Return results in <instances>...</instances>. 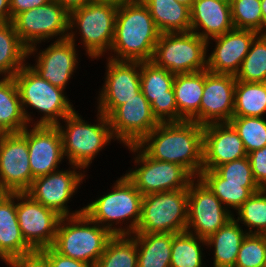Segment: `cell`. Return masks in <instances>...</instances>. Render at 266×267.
<instances>
[{"mask_svg":"<svg viewBox=\"0 0 266 267\" xmlns=\"http://www.w3.org/2000/svg\"><path fill=\"white\" fill-rule=\"evenodd\" d=\"M199 178L208 186L222 204L234 214V217V211L253 193L260 190V188L243 187V184L224 183V179L215 170H202Z\"/></svg>","mask_w":266,"mask_h":267,"instance_id":"33","label":"cell"},{"mask_svg":"<svg viewBox=\"0 0 266 267\" xmlns=\"http://www.w3.org/2000/svg\"><path fill=\"white\" fill-rule=\"evenodd\" d=\"M0 261L6 263L7 266H11L12 261L2 252L0 249Z\"/></svg>","mask_w":266,"mask_h":267,"instance_id":"50","label":"cell"},{"mask_svg":"<svg viewBox=\"0 0 266 267\" xmlns=\"http://www.w3.org/2000/svg\"><path fill=\"white\" fill-rule=\"evenodd\" d=\"M229 123L243 141L247 154L266 146L265 117H232Z\"/></svg>","mask_w":266,"mask_h":267,"instance_id":"39","label":"cell"},{"mask_svg":"<svg viewBox=\"0 0 266 267\" xmlns=\"http://www.w3.org/2000/svg\"><path fill=\"white\" fill-rule=\"evenodd\" d=\"M11 22L9 0H0V23Z\"/></svg>","mask_w":266,"mask_h":267,"instance_id":"47","label":"cell"},{"mask_svg":"<svg viewBox=\"0 0 266 267\" xmlns=\"http://www.w3.org/2000/svg\"><path fill=\"white\" fill-rule=\"evenodd\" d=\"M204 246H207L204 238L187 231L174 233L170 267H205Z\"/></svg>","mask_w":266,"mask_h":267,"instance_id":"34","label":"cell"},{"mask_svg":"<svg viewBox=\"0 0 266 267\" xmlns=\"http://www.w3.org/2000/svg\"><path fill=\"white\" fill-rule=\"evenodd\" d=\"M207 41L194 32L160 33L152 62L173 74L207 70Z\"/></svg>","mask_w":266,"mask_h":267,"instance_id":"8","label":"cell"},{"mask_svg":"<svg viewBox=\"0 0 266 267\" xmlns=\"http://www.w3.org/2000/svg\"><path fill=\"white\" fill-rule=\"evenodd\" d=\"M234 267H266V237L247 234L243 239Z\"/></svg>","mask_w":266,"mask_h":267,"instance_id":"40","label":"cell"},{"mask_svg":"<svg viewBox=\"0 0 266 267\" xmlns=\"http://www.w3.org/2000/svg\"><path fill=\"white\" fill-rule=\"evenodd\" d=\"M224 183L243 184L246 188H259L255 183L252 168L248 157L230 161L214 169Z\"/></svg>","mask_w":266,"mask_h":267,"instance_id":"41","label":"cell"},{"mask_svg":"<svg viewBox=\"0 0 266 267\" xmlns=\"http://www.w3.org/2000/svg\"><path fill=\"white\" fill-rule=\"evenodd\" d=\"M13 78L29 125L56 126L75 110L74 104L65 95L64 89L55 87L49 81L42 79L28 64L23 66ZM28 107L31 110H37L43 116L40 114L39 119L38 117L34 119L33 111L29 112Z\"/></svg>","mask_w":266,"mask_h":267,"instance_id":"4","label":"cell"},{"mask_svg":"<svg viewBox=\"0 0 266 267\" xmlns=\"http://www.w3.org/2000/svg\"><path fill=\"white\" fill-rule=\"evenodd\" d=\"M68 166L70 167L66 170L62 168L35 178L26 192L34 200L55 211L61 217L76 216L84 211V207L71 211L68 203L83 184V180L86 181V171L78 165Z\"/></svg>","mask_w":266,"mask_h":267,"instance_id":"12","label":"cell"},{"mask_svg":"<svg viewBox=\"0 0 266 267\" xmlns=\"http://www.w3.org/2000/svg\"><path fill=\"white\" fill-rule=\"evenodd\" d=\"M117 10L118 7L115 5L91 1L69 13L68 39L76 44L80 36V46L84 47L91 61L109 54L114 38Z\"/></svg>","mask_w":266,"mask_h":267,"instance_id":"6","label":"cell"},{"mask_svg":"<svg viewBox=\"0 0 266 267\" xmlns=\"http://www.w3.org/2000/svg\"><path fill=\"white\" fill-rule=\"evenodd\" d=\"M77 44L64 39L51 42L47 48L39 49V44L28 49V57H35V63H27L42 79L55 87L66 89L70 78L78 69L80 58ZM39 50V52H38ZM79 61V62H78Z\"/></svg>","mask_w":266,"mask_h":267,"instance_id":"17","label":"cell"},{"mask_svg":"<svg viewBox=\"0 0 266 267\" xmlns=\"http://www.w3.org/2000/svg\"><path fill=\"white\" fill-rule=\"evenodd\" d=\"M137 244L132 235H113L94 267H137Z\"/></svg>","mask_w":266,"mask_h":267,"instance_id":"35","label":"cell"},{"mask_svg":"<svg viewBox=\"0 0 266 267\" xmlns=\"http://www.w3.org/2000/svg\"><path fill=\"white\" fill-rule=\"evenodd\" d=\"M175 74L156 66L152 61L140 62L141 91L161 122H180L173 83Z\"/></svg>","mask_w":266,"mask_h":267,"instance_id":"19","label":"cell"},{"mask_svg":"<svg viewBox=\"0 0 266 267\" xmlns=\"http://www.w3.org/2000/svg\"><path fill=\"white\" fill-rule=\"evenodd\" d=\"M255 183L260 189H266V146L247 154Z\"/></svg>","mask_w":266,"mask_h":267,"instance_id":"42","label":"cell"},{"mask_svg":"<svg viewBox=\"0 0 266 267\" xmlns=\"http://www.w3.org/2000/svg\"><path fill=\"white\" fill-rule=\"evenodd\" d=\"M232 22L235 29L266 33L261 12V0H230Z\"/></svg>","mask_w":266,"mask_h":267,"instance_id":"38","label":"cell"},{"mask_svg":"<svg viewBox=\"0 0 266 267\" xmlns=\"http://www.w3.org/2000/svg\"><path fill=\"white\" fill-rule=\"evenodd\" d=\"M54 1H56L70 13L73 10L83 7L92 0H54Z\"/></svg>","mask_w":266,"mask_h":267,"instance_id":"46","label":"cell"},{"mask_svg":"<svg viewBox=\"0 0 266 267\" xmlns=\"http://www.w3.org/2000/svg\"><path fill=\"white\" fill-rule=\"evenodd\" d=\"M112 236L83 212L61 217L51 247L63 256L95 266Z\"/></svg>","mask_w":266,"mask_h":267,"instance_id":"7","label":"cell"},{"mask_svg":"<svg viewBox=\"0 0 266 267\" xmlns=\"http://www.w3.org/2000/svg\"><path fill=\"white\" fill-rule=\"evenodd\" d=\"M108 120L115 140L124 147L138 144L160 123L142 91L118 106Z\"/></svg>","mask_w":266,"mask_h":267,"instance_id":"18","label":"cell"},{"mask_svg":"<svg viewBox=\"0 0 266 267\" xmlns=\"http://www.w3.org/2000/svg\"><path fill=\"white\" fill-rule=\"evenodd\" d=\"M27 144L32 182L59 170L65 157L61 134L56 126L28 125Z\"/></svg>","mask_w":266,"mask_h":267,"instance_id":"20","label":"cell"},{"mask_svg":"<svg viewBox=\"0 0 266 267\" xmlns=\"http://www.w3.org/2000/svg\"><path fill=\"white\" fill-rule=\"evenodd\" d=\"M243 157H247L243 141L229 122L203 126L202 170H214L217 166Z\"/></svg>","mask_w":266,"mask_h":267,"instance_id":"23","label":"cell"},{"mask_svg":"<svg viewBox=\"0 0 266 267\" xmlns=\"http://www.w3.org/2000/svg\"><path fill=\"white\" fill-rule=\"evenodd\" d=\"M234 219L248 234L266 233V189L253 193L236 211Z\"/></svg>","mask_w":266,"mask_h":267,"instance_id":"36","label":"cell"},{"mask_svg":"<svg viewBox=\"0 0 266 267\" xmlns=\"http://www.w3.org/2000/svg\"><path fill=\"white\" fill-rule=\"evenodd\" d=\"M261 12H262V18L263 22L266 25V0H261Z\"/></svg>","mask_w":266,"mask_h":267,"instance_id":"49","label":"cell"},{"mask_svg":"<svg viewBox=\"0 0 266 267\" xmlns=\"http://www.w3.org/2000/svg\"><path fill=\"white\" fill-rule=\"evenodd\" d=\"M16 214L23 238L34 251L53 245L60 215L26 192L16 193Z\"/></svg>","mask_w":266,"mask_h":267,"instance_id":"16","label":"cell"},{"mask_svg":"<svg viewBox=\"0 0 266 267\" xmlns=\"http://www.w3.org/2000/svg\"><path fill=\"white\" fill-rule=\"evenodd\" d=\"M106 59V76L98 91L96 109L108 117L118 106L141 92V83L140 62Z\"/></svg>","mask_w":266,"mask_h":267,"instance_id":"15","label":"cell"},{"mask_svg":"<svg viewBox=\"0 0 266 267\" xmlns=\"http://www.w3.org/2000/svg\"><path fill=\"white\" fill-rule=\"evenodd\" d=\"M28 48L21 42L12 22L0 23V77L14 75L28 62Z\"/></svg>","mask_w":266,"mask_h":267,"instance_id":"31","label":"cell"},{"mask_svg":"<svg viewBox=\"0 0 266 267\" xmlns=\"http://www.w3.org/2000/svg\"><path fill=\"white\" fill-rule=\"evenodd\" d=\"M234 217L206 239V247L213 250V267H234L241 243L247 235Z\"/></svg>","mask_w":266,"mask_h":267,"instance_id":"27","label":"cell"},{"mask_svg":"<svg viewBox=\"0 0 266 267\" xmlns=\"http://www.w3.org/2000/svg\"><path fill=\"white\" fill-rule=\"evenodd\" d=\"M154 160L175 163L199 177L203 168V125L161 122L137 144Z\"/></svg>","mask_w":266,"mask_h":267,"instance_id":"1","label":"cell"},{"mask_svg":"<svg viewBox=\"0 0 266 267\" xmlns=\"http://www.w3.org/2000/svg\"><path fill=\"white\" fill-rule=\"evenodd\" d=\"M94 2H99V3H107V4H112V5H115L117 7L129 2V1H132V0H92Z\"/></svg>","mask_w":266,"mask_h":267,"instance_id":"48","label":"cell"},{"mask_svg":"<svg viewBox=\"0 0 266 267\" xmlns=\"http://www.w3.org/2000/svg\"><path fill=\"white\" fill-rule=\"evenodd\" d=\"M236 77L204 70L200 124L229 122L233 117Z\"/></svg>","mask_w":266,"mask_h":267,"instance_id":"21","label":"cell"},{"mask_svg":"<svg viewBox=\"0 0 266 267\" xmlns=\"http://www.w3.org/2000/svg\"><path fill=\"white\" fill-rule=\"evenodd\" d=\"M117 179L111 192L85 205L83 212L112 235H132L140 221L143 195L125 174Z\"/></svg>","mask_w":266,"mask_h":267,"instance_id":"3","label":"cell"},{"mask_svg":"<svg viewBox=\"0 0 266 267\" xmlns=\"http://www.w3.org/2000/svg\"><path fill=\"white\" fill-rule=\"evenodd\" d=\"M96 113V124L83 120L80 113L74 110L62 120V123L56 125L61 134L63 153L65 159L68 160L67 164L78 165L86 172L98 153L102 149L105 150L104 148L111 141H116L108 117L98 111Z\"/></svg>","mask_w":266,"mask_h":267,"instance_id":"5","label":"cell"},{"mask_svg":"<svg viewBox=\"0 0 266 267\" xmlns=\"http://www.w3.org/2000/svg\"><path fill=\"white\" fill-rule=\"evenodd\" d=\"M10 267H51L49 260L40 252L34 251L12 261Z\"/></svg>","mask_w":266,"mask_h":267,"instance_id":"44","label":"cell"},{"mask_svg":"<svg viewBox=\"0 0 266 267\" xmlns=\"http://www.w3.org/2000/svg\"><path fill=\"white\" fill-rule=\"evenodd\" d=\"M188 189L144 195L135 233H180L186 231Z\"/></svg>","mask_w":266,"mask_h":267,"instance_id":"10","label":"cell"},{"mask_svg":"<svg viewBox=\"0 0 266 267\" xmlns=\"http://www.w3.org/2000/svg\"><path fill=\"white\" fill-rule=\"evenodd\" d=\"M40 252L49 260L51 267H94L91 264L63 256L52 247L42 249Z\"/></svg>","mask_w":266,"mask_h":267,"instance_id":"43","label":"cell"},{"mask_svg":"<svg viewBox=\"0 0 266 267\" xmlns=\"http://www.w3.org/2000/svg\"><path fill=\"white\" fill-rule=\"evenodd\" d=\"M266 82L236 81L233 117H265Z\"/></svg>","mask_w":266,"mask_h":267,"instance_id":"32","label":"cell"},{"mask_svg":"<svg viewBox=\"0 0 266 267\" xmlns=\"http://www.w3.org/2000/svg\"><path fill=\"white\" fill-rule=\"evenodd\" d=\"M21 42L29 49L34 45L68 38L69 12L51 0L46 5L18 14L13 20ZM49 40V41H48Z\"/></svg>","mask_w":266,"mask_h":267,"instance_id":"11","label":"cell"},{"mask_svg":"<svg viewBox=\"0 0 266 267\" xmlns=\"http://www.w3.org/2000/svg\"><path fill=\"white\" fill-rule=\"evenodd\" d=\"M160 33L190 32V8L176 0H141Z\"/></svg>","mask_w":266,"mask_h":267,"instance_id":"28","label":"cell"},{"mask_svg":"<svg viewBox=\"0 0 266 267\" xmlns=\"http://www.w3.org/2000/svg\"><path fill=\"white\" fill-rule=\"evenodd\" d=\"M32 185L27 127L0 134V186L5 193L27 192Z\"/></svg>","mask_w":266,"mask_h":267,"instance_id":"14","label":"cell"},{"mask_svg":"<svg viewBox=\"0 0 266 267\" xmlns=\"http://www.w3.org/2000/svg\"><path fill=\"white\" fill-rule=\"evenodd\" d=\"M134 154V168H129L125 175L144 196L151 193L188 189L195 178L181 165L154 160L137 144L125 146Z\"/></svg>","mask_w":266,"mask_h":267,"instance_id":"9","label":"cell"},{"mask_svg":"<svg viewBox=\"0 0 266 267\" xmlns=\"http://www.w3.org/2000/svg\"><path fill=\"white\" fill-rule=\"evenodd\" d=\"M178 3L183 4L191 9L195 0H176Z\"/></svg>","mask_w":266,"mask_h":267,"instance_id":"51","label":"cell"},{"mask_svg":"<svg viewBox=\"0 0 266 267\" xmlns=\"http://www.w3.org/2000/svg\"><path fill=\"white\" fill-rule=\"evenodd\" d=\"M5 192L2 190L1 186H0V198L1 196L4 194Z\"/></svg>","mask_w":266,"mask_h":267,"instance_id":"52","label":"cell"},{"mask_svg":"<svg viewBox=\"0 0 266 267\" xmlns=\"http://www.w3.org/2000/svg\"><path fill=\"white\" fill-rule=\"evenodd\" d=\"M27 123L13 77H0V134L20 133Z\"/></svg>","mask_w":266,"mask_h":267,"instance_id":"30","label":"cell"},{"mask_svg":"<svg viewBox=\"0 0 266 267\" xmlns=\"http://www.w3.org/2000/svg\"><path fill=\"white\" fill-rule=\"evenodd\" d=\"M0 249L11 261L34 252L19 227L16 193H4L0 198Z\"/></svg>","mask_w":266,"mask_h":267,"instance_id":"25","label":"cell"},{"mask_svg":"<svg viewBox=\"0 0 266 267\" xmlns=\"http://www.w3.org/2000/svg\"><path fill=\"white\" fill-rule=\"evenodd\" d=\"M137 267H170L174 233H133Z\"/></svg>","mask_w":266,"mask_h":267,"instance_id":"29","label":"cell"},{"mask_svg":"<svg viewBox=\"0 0 266 267\" xmlns=\"http://www.w3.org/2000/svg\"><path fill=\"white\" fill-rule=\"evenodd\" d=\"M203 89L204 70L175 75L173 91L180 121H194L200 124V102Z\"/></svg>","mask_w":266,"mask_h":267,"instance_id":"26","label":"cell"},{"mask_svg":"<svg viewBox=\"0 0 266 267\" xmlns=\"http://www.w3.org/2000/svg\"><path fill=\"white\" fill-rule=\"evenodd\" d=\"M51 0H9L10 2V13L11 22L20 13L46 5Z\"/></svg>","mask_w":266,"mask_h":267,"instance_id":"45","label":"cell"},{"mask_svg":"<svg viewBox=\"0 0 266 267\" xmlns=\"http://www.w3.org/2000/svg\"><path fill=\"white\" fill-rule=\"evenodd\" d=\"M257 35L258 33L252 30L234 28L221 36L208 40L207 48L211 47L210 41L212 40L215 42V46L211 53L207 54V70L216 74L236 76Z\"/></svg>","mask_w":266,"mask_h":267,"instance_id":"22","label":"cell"},{"mask_svg":"<svg viewBox=\"0 0 266 267\" xmlns=\"http://www.w3.org/2000/svg\"><path fill=\"white\" fill-rule=\"evenodd\" d=\"M190 12V31L206 41L234 29L227 0H195Z\"/></svg>","mask_w":266,"mask_h":267,"instance_id":"24","label":"cell"},{"mask_svg":"<svg viewBox=\"0 0 266 267\" xmlns=\"http://www.w3.org/2000/svg\"><path fill=\"white\" fill-rule=\"evenodd\" d=\"M234 217L208 186L195 177L188 187L186 231L207 239Z\"/></svg>","mask_w":266,"mask_h":267,"instance_id":"13","label":"cell"},{"mask_svg":"<svg viewBox=\"0 0 266 267\" xmlns=\"http://www.w3.org/2000/svg\"><path fill=\"white\" fill-rule=\"evenodd\" d=\"M159 36L147 6L141 0L129 1L118 7L107 57L119 61H151Z\"/></svg>","mask_w":266,"mask_h":267,"instance_id":"2","label":"cell"},{"mask_svg":"<svg viewBox=\"0 0 266 267\" xmlns=\"http://www.w3.org/2000/svg\"><path fill=\"white\" fill-rule=\"evenodd\" d=\"M235 77L244 82H266V33L254 38Z\"/></svg>","mask_w":266,"mask_h":267,"instance_id":"37","label":"cell"}]
</instances>
